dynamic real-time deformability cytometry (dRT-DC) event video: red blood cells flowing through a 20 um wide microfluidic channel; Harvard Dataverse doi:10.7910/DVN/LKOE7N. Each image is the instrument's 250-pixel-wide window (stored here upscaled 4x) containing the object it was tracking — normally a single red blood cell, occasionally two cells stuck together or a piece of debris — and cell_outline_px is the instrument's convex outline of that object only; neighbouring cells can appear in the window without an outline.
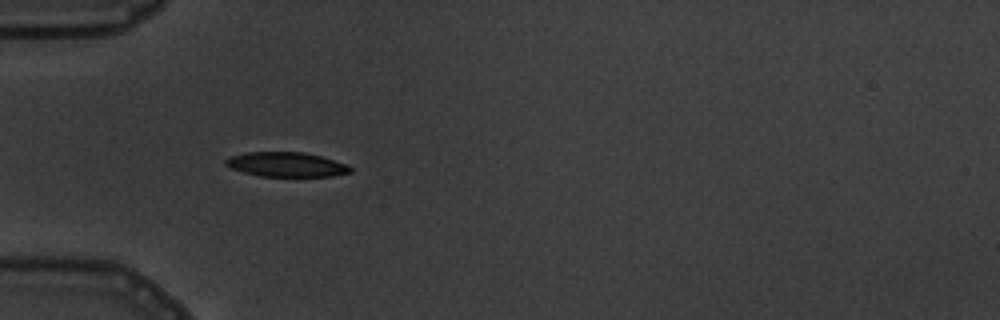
{"species": "common noctule bat (a hibernating species)", "species_latin": "Nyctalus noctula", "temperature_condition": "warm", "stored_images_in_passage": 6, "camera_frame_rate_fps": 3000, "um_per_image_px": 0.085, "animal": {"sex": "male", "body_mass_g": 19.5, "forearm_length_mm": 54.6}, "frame": {"image": 1, "passage_image": 5, "time_ms": 5.333, "image_size_px": [1000, 320], "cell_outline_px": [[352, 172], [332, 176], [260, 176], [244, 172], [232, 168], [224, 164], [224, 160], [232, 156], [244, 152], [304, 152], [320, 156], [348, 164], [352, 168]], "centroid_in_image_um": [24.36, 13.98], "position_along_channel_um": 60.6, "area_um2": 17.8}}